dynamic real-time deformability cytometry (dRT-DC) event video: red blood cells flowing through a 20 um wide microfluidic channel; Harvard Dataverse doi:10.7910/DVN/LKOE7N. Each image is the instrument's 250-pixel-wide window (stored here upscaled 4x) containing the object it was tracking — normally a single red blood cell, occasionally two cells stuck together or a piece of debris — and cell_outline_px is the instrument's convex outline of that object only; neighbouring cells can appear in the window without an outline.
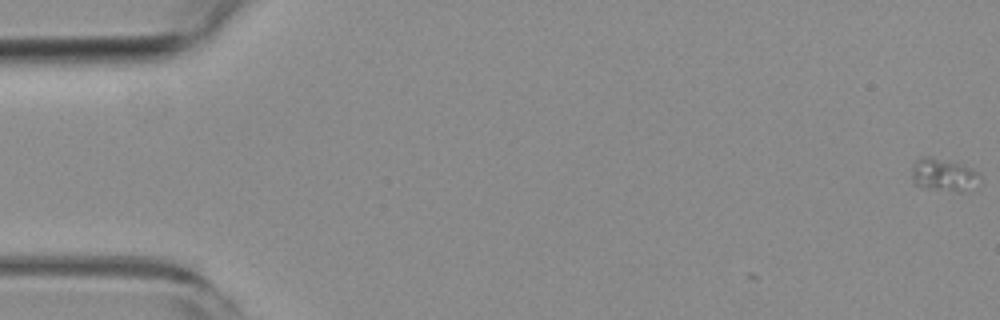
{"species": "common noctule bat (a hibernating species)", "species_latin": "Nyctalus noctula", "temperature_condition": "room temperature", "stored_images_in_passage": 5, "camera_frame_rate_fps": 3000, "um_per_image_px": 0.085, "animal": {"sex": "female", "body_mass_g": 19.3, "forearm_length_mm": 54.1}, "frame": {"image": 1, "passage_image": 1, "time_ms": 0.0, "image_size_px": [1000, 320], "cell_outline_px": [[980, 180], [964, 192], [956, 192], [932, 188], [916, 184], [912, 180], [912, 168], [916, 160], [920, 156], [932, 156], [964, 164], [980, 172]], "centroid_in_image_um": [80.23, 14.82], "position_along_channel_um": 4.8, "area_um2": 13.06}}